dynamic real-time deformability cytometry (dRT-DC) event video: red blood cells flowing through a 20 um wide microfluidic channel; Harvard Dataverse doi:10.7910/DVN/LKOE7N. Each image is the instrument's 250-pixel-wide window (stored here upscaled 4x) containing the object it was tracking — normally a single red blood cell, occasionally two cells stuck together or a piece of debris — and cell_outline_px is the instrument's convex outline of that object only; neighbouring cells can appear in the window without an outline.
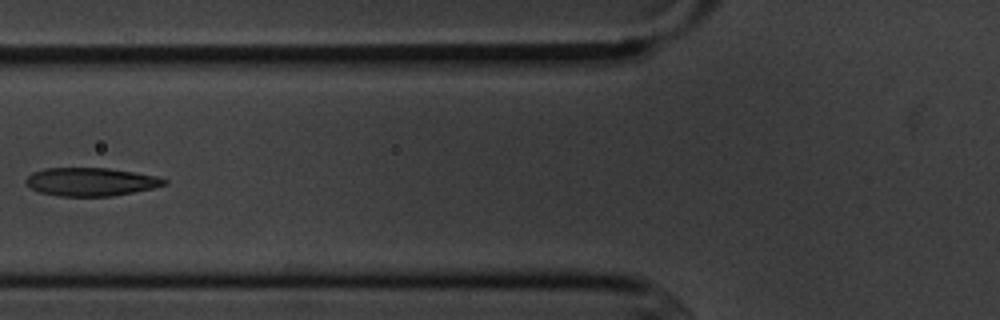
{"species": "common noctule bat (a hibernating species)", "species_latin": "Nyctalus noctula", "temperature_condition": "cold", "stored_images_in_passage": 7, "camera_frame_rate_fps": 3000, "um_per_image_px": 0.085, "animal": {"sex": "male", "body_mass_g": 20.1, "forearm_length_mm": 53.5}, "frame": {"image": 1, "passage_image": 6, "time_ms": 6.667, "image_size_px": [1000, 320], "cell_outline_px": [[168, 184], [152, 188], [112, 196], [60, 196], [40, 192], [28, 188], [24, 184], [24, 180], [32, 172], [44, 168], [108, 168], [136, 172], [156, 176], [168, 180]], "centroid_in_image_um": [7.68, 15.45], "position_along_channel_um": 118.1, "area_um2": 22.95}}
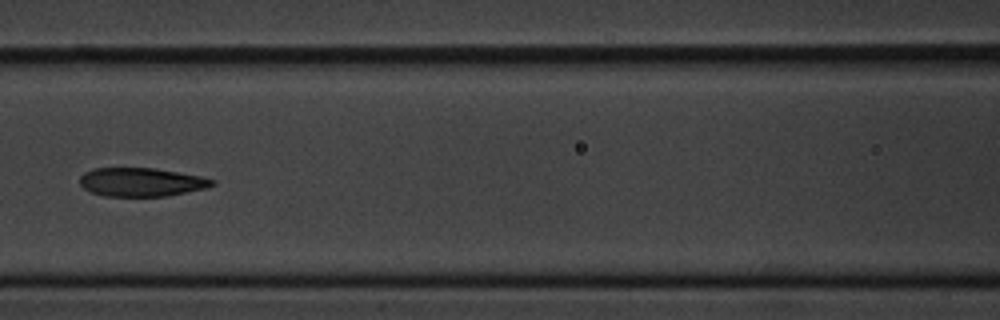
{"frame": {"image": 2, "passage_image": 7, "time_ms": 7.667, "image_size_px": [1000, 320], "cell_outline_px": [[216, 184], [208, 188], [168, 196], [104, 196], [92, 192], [84, 188], [80, 184], [80, 176], [84, 172], [96, 168], [152, 168], [200, 176], [216, 180]], "centroid_in_image_um": [12.04, 15.48], "position_along_channel_um": 154.6, "area_um2": 22.08}}